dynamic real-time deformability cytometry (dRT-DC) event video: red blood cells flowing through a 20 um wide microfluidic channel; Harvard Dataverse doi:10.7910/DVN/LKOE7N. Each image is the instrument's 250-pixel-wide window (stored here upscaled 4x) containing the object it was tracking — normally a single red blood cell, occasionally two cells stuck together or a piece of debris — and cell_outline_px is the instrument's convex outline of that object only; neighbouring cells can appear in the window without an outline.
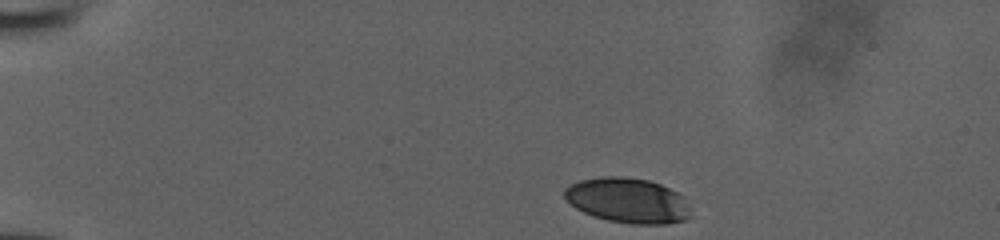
{"species": "human", "species_latin": "Homo sapiens", "temperature_condition": "room temperature", "stored_images_in_passage": 37, "camera_frame_rate_fps": 3000, "um_per_image_px": 0.085, "donor": {"sex": "male"}, "frame": {"image": 1, "passage_image": 1, "time_ms": 0.0, "image_size_px": [1000, 240], "cell_outline_px": [[692, 216], [684, 220], [668, 224], [632, 224], [608, 220], [592, 216], [576, 208], [564, 196], [564, 188], [580, 180], [604, 176], [624, 176], [648, 180], [660, 184], [684, 196]], "centroid_in_image_um": [53.38, 17.04], "position_along_channel_um": 31.6, "area_um2": 33.18}}
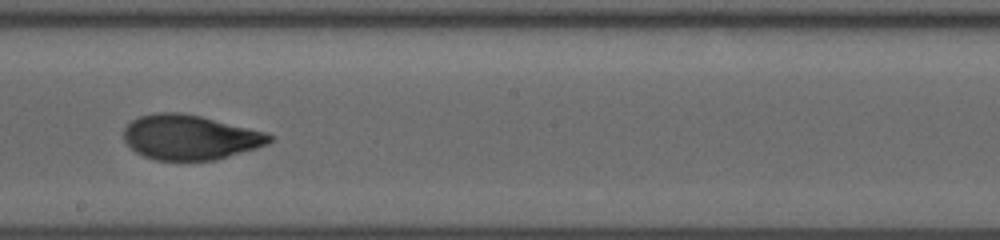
{"frame": {"image": 2, "passage_image": 22, "time_ms": 7.0, "image_size_px": [1000, 240], "cell_outline_px": [[276, 136], [268, 144], [256, 148], [216, 160], [156, 160], [144, 156], [136, 152], [124, 140], [124, 128], [132, 120], [140, 116], [156, 112], [180, 112], [200, 116], [264, 132]], "centroid_in_image_um": [16.14, 11.67], "position_along_channel_um": 232.1, "area_um2": 37.86}}
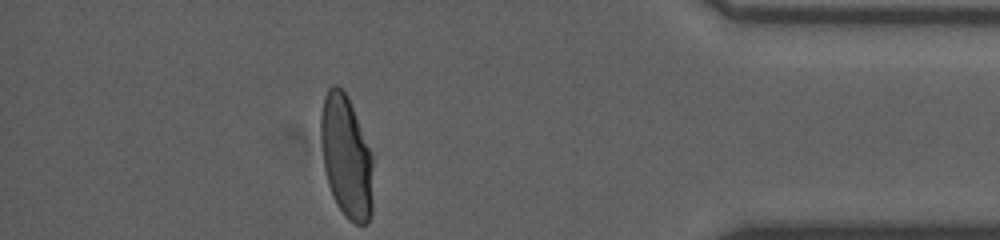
{"frame": {"image": 3, "passage_image": 37, "time_ms": 12.0, "image_size_px": [1000, 240], "cell_outline_px": [[372, 212], [368, 224], [356, 224], [348, 220], [344, 216], [336, 204], [332, 196], [328, 184], [324, 168], [320, 140], [320, 116], [324, 96], [328, 88], [332, 84], [336, 84], [348, 96], [372, 156]], "centroid_in_image_um": [29.41, 13.35], "position_along_channel_um": 405.8, "area_um2": 37.51}}